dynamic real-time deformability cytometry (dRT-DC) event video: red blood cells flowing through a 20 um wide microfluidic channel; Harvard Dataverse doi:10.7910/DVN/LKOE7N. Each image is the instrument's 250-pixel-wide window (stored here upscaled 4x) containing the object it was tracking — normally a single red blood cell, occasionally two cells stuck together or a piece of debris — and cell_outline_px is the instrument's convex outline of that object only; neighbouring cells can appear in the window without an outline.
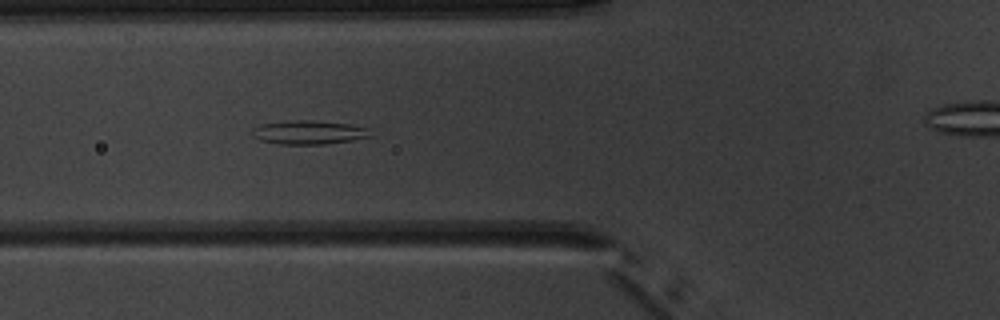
{"species": "common noctule bat (a hibernating species)", "species_latin": "Nyctalus noctula", "temperature_condition": "warm", "stored_images_in_passage": 7, "segment_of_instrument_passage": [1, 2], "camera_frame_rate_fps": 3000, "um_per_image_px": 0.085, "animal": {"sex": "male", "body_mass_g": 20.1, "forearm_length_mm": 53.5}, "frame": {"image": 1, "passage_image": 6, "time_ms": 5.667, "image_size_px": [1000, 320], "cell_outline_px": [[372, 136], [352, 140], [324, 144], [280, 144], [260, 140], [252, 136], [252, 128], [260, 124], [288, 120], [312, 120], [348, 124], [368, 128]], "centroid_in_image_um": [26.21, 11.24], "position_along_channel_um": 99.6, "area_um2": 16.42}}